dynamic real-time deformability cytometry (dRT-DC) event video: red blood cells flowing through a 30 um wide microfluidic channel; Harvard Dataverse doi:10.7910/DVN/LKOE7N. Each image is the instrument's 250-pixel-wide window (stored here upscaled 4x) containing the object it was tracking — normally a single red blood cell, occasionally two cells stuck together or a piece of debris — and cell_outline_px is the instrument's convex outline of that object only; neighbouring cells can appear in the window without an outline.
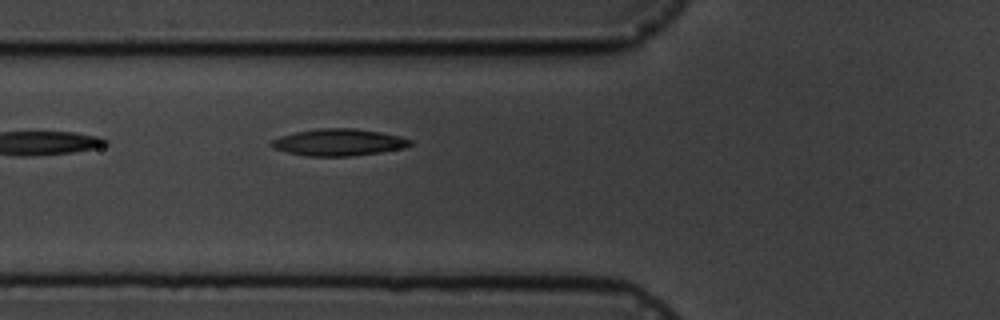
{"species": "common noctule bat (a hibernating species)", "species_latin": "Nyctalus noctula", "temperature_condition": "cold", "stored_images_in_passage": 6, "camera_frame_rate_fps": 3000, "um_per_image_px": 0.085, "animal": {"sex": "male", "body_mass_g": 19.5, "forearm_length_mm": 54.6}, "frame": {"image": 1, "passage_image": 6, "time_ms": 6.0, "image_size_px": [1000, 320], "cell_outline_px": [[412, 144], [404, 148], [380, 152], [352, 156], [308, 156], [288, 152], [272, 148], [272, 140], [280, 136], [296, 132], [320, 128], [352, 128], [380, 132], [400, 136], [412, 140]], "centroid_in_image_um": [28.81, 12.1], "position_along_channel_um": 97.0, "area_um2": 21.56}}